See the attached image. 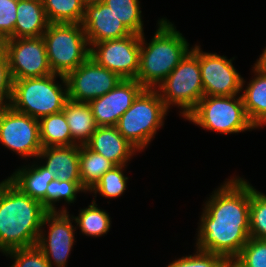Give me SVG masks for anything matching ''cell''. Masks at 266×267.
Instances as JSON below:
<instances>
[{
  "mask_svg": "<svg viewBox=\"0 0 266 267\" xmlns=\"http://www.w3.org/2000/svg\"><path fill=\"white\" fill-rule=\"evenodd\" d=\"M210 197L200 220L197 250L219 254L232 262L250 238L251 185L236 177Z\"/></svg>",
  "mask_w": 266,
  "mask_h": 267,
  "instance_id": "cell-1",
  "label": "cell"
},
{
  "mask_svg": "<svg viewBox=\"0 0 266 267\" xmlns=\"http://www.w3.org/2000/svg\"><path fill=\"white\" fill-rule=\"evenodd\" d=\"M48 212L9 179L0 182V251L36 246Z\"/></svg>",
  "mask_w": 266,
  "mask_h": 267,
  "instance_id": "cell-2",
  "label": "cell"
},
{
  "mask_svg": "<svg viewBox=\"0 0 266 267\" xmlns=\"http://www.w3.org/2000/svg\"><path fill=\"white\" fill-rule=\"evenodd\" d=\"M158 23L148 46L141 35L136 80L144 89H156L189 52V43L171 22L162 18Z\"/></svg>",
  "mask_w": 266,
  "mask_h": 267,
  "instance_id": "cell-3",
  "label": "cell"
},
{
  "mask_svg": "<svg viewBox=\"0 0 266 267\" xmlns=\"http://www.w3.org/2000/svg\"><path fill=\"white\" fill-rule=\"evenodd\" d=\"M56 76H60L65 89L55 84ZM68 100L65 76L51 74L43 77L13 80L10 106L21 113L35 119L61 112Z\"/></svg>",
  "mask_w": 266,
  "mask_h": 267,
  "instance_id": "cell-4",
  "label": "cell"
},
{
  "mask_svg": "<svg viewBox=\"0 0 266 267\" xmlns=\"http://www.w3.org/2000/svg\"><path fill=\"white\" fill-rule=\"evenodd\" d=\"M168 111L156 89H144L131 107L120 117L119 133L138 151L145 148L156 134Z\"/></svg>",
  "mask_w": 266,
  "mask_h": 267,
  "instance_id": "cell-5",
  "label": "cell"
},
{
  "mask_svg": "<svg viewBox=\"0 0 266 267\" xmlns=\"http://www.w3.org/2000/svg\"><path fill=\"white\" fill-rule=\"evenodd\" d=\"M42 37L53 74L66 76L90 56L81 24L50 23Z\"/></svg>",
  "mask_w": 266,
  "mask_h": 267,
  "instance_id": "cell-6",
  "label": "cell"
},
{
  "mask_svg": "<svg viewBox=\"0 0 266 267\" xmlns=\"http://www.w3.org/2000/svg\"><path fill=\"white\" fill-rule=\"evenodd\" d=\"M160 97L169 109L174 104L183 109L186 117L204 96L200 69V47L186 54L172 72L157 86Z\"/></svg>",
  "mask_w": 266,
  "mask_h": 267,
  "instance_id": "cell-7",
  "label": "cell"
},
{
  "mask_svg": "<svg viewBox=\"0 0 266 267\" xmlns=\"http://www.w3.org/2000/svg\"><path fill=\"white\" fill-rule=\"evenodd\" d=\"M235 96H203L185 118L204 129L223 134L255 129L246 114L241 95Z\"/></svg>",
  "mask_w": 266,
  "mask_h": 267,
  "instance_id": "cell-8",
  "label": "cell"
},
{
  "mask_svg": "<svg viewBox=\"0 0 266 267\" xmlns=\"http://www.w3.org/2000/svg\"><path fill=\"white\" fill-rule=\"evenodd\" d=\"M0 142L22 157H37L42 149L39 120L14 110L0 109Z\"/></svg>",
  "mask_w": 266,
  "mask_h": 267,
  "instance_id": "cell-9",
  "label": "cell"
},
{
  "mask_svg": "<svg viewBox=\"0 0 266 267\" xmlns=\"http://www.w3.org/2000/svg\"><path fill=\"white\" fill-rule=\"evenodd\" d=\"M141 35L105 40L90 47V57L121 79H136L139 72Z\"/></svg>",
  "mask_w": 266,
  "mask_h": 267,
  "instance_id": "cell-10",
  "label": "cell"
},
{
  "mask_svg": "<svg viewBox=\"0 0 266 267\" xmlns=\"http://www.w3.org/2000/svg\"><path fill=\"white\" fill-rule=\"evenodd\" d=\"M5 53L12 80L53 74L43 37L8 38Z\"/></svg>",
  "mask_w": 266,
  "mask_h": 267,
  "instance_id": "cell-11",
  "label": "cell"
},
{
  "mask_svg": "<svg viewBox=\"0 0 266 267\" xmlns=\"http://www.w3.org/2000/svg\"><path fill=\"white\" fill-rule=\"evenodd\" d=\"M68 99L89 103L111 91L122 79L90 56L65 76Z\"/></svg>",
  "mask_w": 266,
  "mask_h": 267,
  "instance_id": "cell-12",
  "label": "cell"
},
{
  "mask_svg": "<svg viewBox=\"0 0 266 267\" xmlns=\"http://www.w3.org/2000/svg\"><path fill=\"white\" fill-rule=\"evenodd\" d=\"M69 217L66 209L60 212H48L44 217L42 227L49 224V235L48 238L44 236L41 228L36 246L43 252L51 266L54 264L56 267H65L73 247L74 228Z\"/></svg>",
  "mask_w": 266,
  "mask_h": 267,
  "instance_id": "cell-13",
  "label": "cell"
},
{
  "mask_svg": "<svg viewBox=\"0 0 266 267\" xmlns=\"http://www.w3.org/2000/svg\"><path fill=\"white\" fill-rule=\"evenodd\" d=\"M232 60L200 51V69L204 96H234L240 93L244 80Z\"/></svg>",
  "mask_w": 266,
  "mask_h": 267,
  "instance_id": "cell-14",
  "label": "cell"
},
{
  "mask_svg": "<svg viewBox=\"0 0 266 267\" xmlns=\"http://www.w3.org/2000/svg\"><path fill=\"white\" fill-rule=\"evenodd\" d=\"M143 90L136 79H122L111 91L91 100L88 104L97 126H116Z\"/></svg>",
  "mask_w": 266,
  "mask_h": 267,
  "instance_id": "cell-15",
  "label": "cell"
},
{
  "mask_svg": "<svg viewBox=\"0 0 266 267\" xmlns=\"http://www.w3.org/2000/svg\"><path fill=\"white\" fill-rule=\"evenodd\" d=\"M81 25L89 47L105 40L120 39L132 34L103 2L85 6Z\"/></svg>",
  "mask_w": 266,
  "mask_h": 267,
  "instance_id": "cell-16",
  "label": "cell"
},
{
  "mask_svg": "<svg viewBox=\"0 0 266 267\" xmlns=\"http://www.w3.org/2000/svg\"><path fill=\"white\" fill-rule=\"evenodd\" d=\"M85 145L115 166L125 165L135 151H138L119 133L116 126L97 127Z\"/></svg>",
  "mask_w": 266,
  "mask_h": 267,
  "instance_id": "cell-17",
  "label": "cell"
},
{
  "mask_svg": "<svg viewBox=\"0 0 266 267\" xmlns=\"http://www.w3.org/2000/svg\"><path fill=\"white\" fill-rule=\"evenodd\" d=\"M80 145L44 147L37 158H46L43 167L53 174L55 179L81 182L79 166Z\"/></svg>",
  "mask_w": 266,
  "mask_h": 267,
  "instance_id": "cell-18",
  "label": "cell"
},
{
  "mask_svg": "<svg viewBox=\"0 0 266 267\" xmlns=\"http://www.w3.org/2000/svg\"><path fill=\"white\" fill-rule=\"evenodd\" d=\"M15 38L41 37L50 22L42 0H18Z\"/></svg>",
  "mask_w": 266,
  "mask_h": 267,
  "instance_id": "cell-19",
  "label": "cell"
},
{
  "mask_svg": "<svg viewBox=\"0 0 266 267\" xmlns=\"http://www.w3.org/2000/svg\"><path fill=\"white\" fill-rule=\"evenodd\" d=\"M255 72L256 78L251 80L241 97L249 120L257 128L266 124V71L255 63Z\"/></svg>",
  "mask_w": 266,
  "mask_h": 267,
  "instance_id": "cell-20",
  "label": "cell"
},
{
  "mask_svg": "<svg viewBox=\"0 0 266 267\" xmlns=\"http://www.w3.org/2000/svg\"><path fill=\"white\" fill-rule=\"evenodd\" d=\"M63 112L69 126L72 141L77 144V139V142H80V146L85 145L98 127L90 105L68 99L64 105Z\"/></svg>",
  "mask_w": 266,
  "mask_h": 267,
  "instance_id": "cell-21",
  "label": "cell"
},
{
  "mask_svg": "<svg viewBox=\"0 0 266 267\" xmlns=\"http://www.w3.org/2000/svg\"><path fill=\"white\" fill-rule=\"evenodd\" d=\"M23 193L40 201L46 208V190L48 184L55 179L43 166L32 165L21 168L8 178Z\"/></svg>",
  "mask_w": 266,
  "mask_h": 267,
  "instance_id": "cell-22",
  "label": "cell"
},
{
  "mask_svg": "<svg viewBox=\"0 0 266 267\" xmlns=\"http://www.w3.org/2000/svg\"><path fill=\"white\" fill-rule=\"evenodd\" d=\"M39 124L42 148L75 145L63 111L41 118Z\"/></svg>",
  "mask_w": 266,
  "mask_h": 267,
  "instance_id": "cell-23",
  "label": "cell"
},
{
  "mask_svg": "<svg viewBox=\"0 0 266 267\" xmlns=\"http://www.w3.org/2000/svg\"><path fill=\"white\" fill-rule=\"evenodd\" d=\"M79 166L81 185L86 191H90L100 178L115 165L99 153L90 150L86 145H81Z\"/></svg>",
  "mask_w": 266,
  "mask_h": 267,
  "instance_id": "cell-24",
  "label": "cell"
},
{
  "mask_svg": "<svg viewBox=\"0 0 266 267\" xmlns=\"http://www.w3.org/2000/svg\"><path fill=\"white\" fill-rule=\"evenodd\" d=\"M50 23L81 24L85 5L82 0H42Z\"/></svg>",
  "mask_w": 266,
  "mask_h": 267,
  "instance_id": "cell-25",
  "label": "cell"
},
{
  "mask_svg": "<svg viewBox=\"0 0 266 267\" xmlns=\"http://www.w3.org/2000/svg\"><path fill=\"white\" fill-rule=\"evenodd\" d=\"M79 225L81 232L87 236L99 237L107 234L111 221L106 211L97 207L95 201L88 208L82 209L79 216L72 217Z\"/></svg>",
  "mask_w": 266,
  "mask_h": 267,
  "instance_id": "cell-26",
  "label": "cell"
},
{
  "mask_svg": "<svg viewBox=\"0 0 266 267\" xmlns=\"http://www.w3.org/2000/svg\"><path fill=\"white\" fill-rule=\"evenodd\" d=\"M103 3L112 9L131 33L138 35L144 33L139 0H104Z\"/></svg>",
  "mask_w": 266,
  "mask_h": 267,
  "instance_id": "cell-27",
  "label": "cell"
},
{
  "mask_svg": "<svg viewBox=\"0 0 266 267\" xmlns=\"http://www.w3.org/2000/svg\"><path fill=\"white\" fill-rule=\"evenodd\" d=\"M249 235L266 240V195L251 186Z\"/></svg>",
  "mask_w": 266,
  "mask_h": 267,
  "instance_id": "cell-28",
  "label": "cell"
},
{
  "mask_svg": "<svg viewBox=\"0 0 266 267\" xmlns=\"http://www.w3.org/2000/svg\"><path fill=\"white\" fill-rule=\"evenodd\" d=\"M85 192L81 182H72L69 180H52L46 190V209L49 212L57 211L53 205L55 202L63 199L68 203H73L76 200L77 192Z\"/></svg>",
  "mask_w": 266,
  "mask_h": 267,
  "instance_id": "cell-29",
  "label": "cell"
},
{
  "mask_svg": "<svg viewBox=\"0 0 266 267\" xmlns=\"http://www.w3.org/2000/svg\"><path fill=\"white\" fill-rule=\"evenodd\" d=\"M125 166L126 165L114 166L100 178L90 191L94 193L99 192L101 196L107 198L121 196L126 189V181L128 179L124 176L122 170Z\"/></svg>",
  "mask_w": 266,
  "mask_h": 267,
  "instance_id": "cell-30",
  "label": "cell"
},
{
  "mask_svg": "<svg viewBox=\"0 0 266 267\" xmlns=\"http://www.w3.org/2000/svg\"><path fill=\"white\" fill-rule=\"evenodd\" d=\"M232 262L237 267H266V240L250 237Z\"/></svg>",
  "mask_w": 266,
  "mask_h": 267,
  "instance_id": "cell-31",
  "label": "cell"
},
{
  "mask_svg": "<svg viewBox=\"0 0 266 267\" xmlns=\"http://www.w3.org/2000/svg\"><path fill=\"white\" fill-rule=\"evenodd\" d=\"M228 263L229 261L219 254L197 250L195 255L179 258L167 267H225Z\"/></svg>",
  "mask_w": 266,
  "mask_h": 267,
  "instance_id": "cell-32",
  "label": "cell"
},
{
  "mask_svg": "<svg viewBox=\"0 0 266 267\" xmlns=\"http://www.w3.org/2000/svg\"><path fill=\"white\" fill-rule=\"evenodd\" d=\"M6 254L15 260L11 267H52L37 246L12 249L5 252Z\"/></svg>",
  "mask_w": 266,
  "mask_h": 267,
  "instance_id": "cell-33",
  "label": "cell"
},
{
  "mask_svg": "<svg viewBox=\"0 0 266 267\" xmlns=\"http://www.w3.org/2000/svg\"><path fill=\"white\" fill-rule=\"evenodd\" d=\"M18 0H0V31L7 38H15Z\"/></svg>",
  "mask_w": 266,
  "mask_h": 267,
  "instance_id": "cell-34",
  "label": "cell"
},
{
  "mask_svg": "<svg viewBox=\"0 0 266 267\" xmlns=\"http://www.w3.org/2000/svg\"><path fill=\"white\" fill-rule=\"evenodd\" d=\"M12 87L13 80L10 74L8 58L4 51L0 53V109L9 106L12 97Z\"/></svg>",
  "mask_w": 266,
  "mask_h": 267,
  "instance_id": "cell-35",
  "label": "cell"
},
{
  "mask_svg": "<svg viewBox=\"0 0 266 267\" xmlns=\"http://www.w3.org/2000/svg\"><path fill=\"white\" fill-rule=\"evenodd\" d=\"M8 38L0 31V53L6 50Z\"/></svg>",
  "mask_w": 266,
  "mask_h": 267,
  "instance_id": "cell-36",
  "label": "cell"
},
{
  "mask_svg": "<svg viewBox=\"0 0 266 267\" xmlns=\"http://www.w3.org/2000/svg\"><path fill=\"white\" fill-rule=\"evenodd\" d=\"M256 64L266 71V48L264 49L262 55H260V58L257 60Z\"/></svg>",
  "mask_w": 266,
  "mask_h": 267,
  "instance_id": "cell-37",
  "label": "cell"
},
{
  "mask_svg": "<svg viewBox=\"0 0 266 267\" xmlns=\"http://www.w3.org/2000/svg\"><path fill=\"white\" fill-rule=\"evenodd\" d=\"M84 5H93V4H97V3H102L104 0H82Z\"/></svg>",
  "mask_w": 266,
  "mask_h": 267,
  "instance_id": "cell-38",
  "label": "cell"
},
{
  "mask_svg": "<svg viewBox=\"0 0 266 267\" xmlns=\"http://www.w3.org/2000/svg\"><path fill=\"white\" fill-rule=\"evenodd\" d=\"M225 267H237L233 262H229Z\"/></svg>",
  "mask_w": 266,
  "mask_h": 267,
  "instance_id": "cell-39",
  "label": "cell"
}]
</instances>
